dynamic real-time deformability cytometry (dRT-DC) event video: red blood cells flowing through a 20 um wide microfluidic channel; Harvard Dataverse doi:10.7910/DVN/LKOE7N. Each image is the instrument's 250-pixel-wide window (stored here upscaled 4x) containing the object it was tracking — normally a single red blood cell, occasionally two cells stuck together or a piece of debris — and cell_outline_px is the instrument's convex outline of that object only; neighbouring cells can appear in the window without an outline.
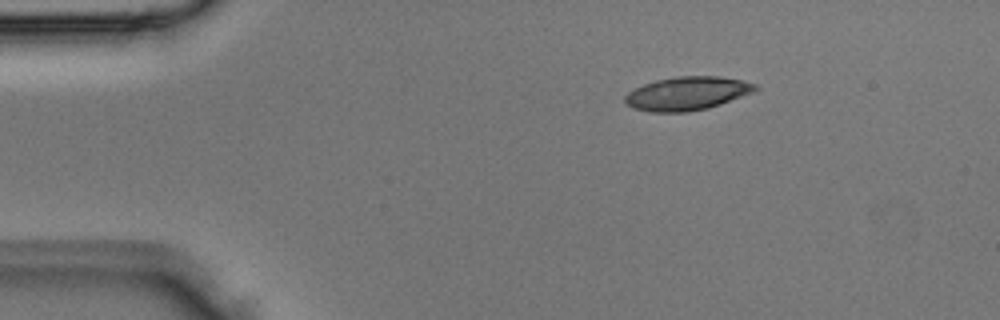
{"species": "Egyptian fruit bat (a non-hibernating species)", "species_latin": "Rousettus aegyptiacus", "temperature_condition": "room temperature", "stored_images_in_passage": 2, "camera_frame_rate_fps": 3000, "um_per_image_px": 0.085, "animal": {"sex": "male"}, "frame": {"image": 1, "passage_image": 1, "time_ms": 0.0, "image_size_px": [1000, 320], "cell_outline_px": [[760, 88], [752, 92], [720, 104], [708, 108], [688, 112], [652, 112], [632, 108], [624, 104], [624, 96], [628, 92], [644, 84], [656, 80], [676, 76], [720, 76], [740, 80], [756, 84]], "centroid_in_image_um": [58.37, 7.95], "position_along_channel_um": 26.6, "area_um2": 25.43}}